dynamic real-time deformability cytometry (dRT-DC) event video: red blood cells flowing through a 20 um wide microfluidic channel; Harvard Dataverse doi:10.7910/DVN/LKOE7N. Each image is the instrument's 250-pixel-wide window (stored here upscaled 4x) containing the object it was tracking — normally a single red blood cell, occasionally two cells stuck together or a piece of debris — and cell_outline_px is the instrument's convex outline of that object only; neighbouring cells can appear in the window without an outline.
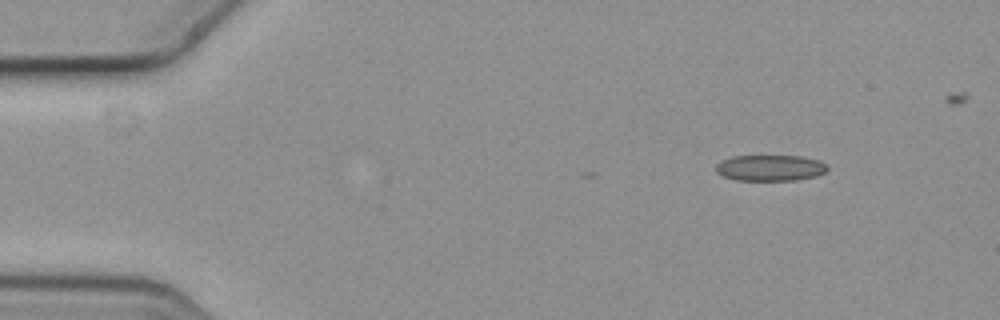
{"species": "common noctule bat (a hibernating species)", "species_latin": "Nyctalus noctula", "temperature_condition": "cold", "stored_images_in_passage": 5, "camera_frame_rate_fps": 3000, "um_per_image_px": 0.085, "animal": {"sex": "female", "body_mass_g": 19.3, "forearm_length_mm": 54.1}, "frame": {"image": 1, "passage_image": 1, "time_ms": 0.0, "image_size_px": [1000, 320], "cell_outline_px": [[828, 168], [824, 172], [816, 176], [792, 180], [736, 180], [724, 176], [716, 172], [716, 164], [720, 160], [732, 156], [800, 156], [820, 160]], "centroid_in_image_um": [65.43, 14.26], "position_along_channel_um": 19.6, "area_um2": 16.82}}
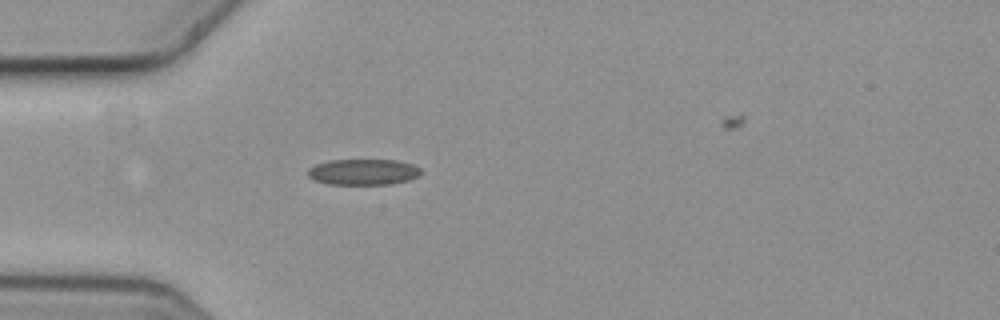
{"frame": {"image": 2, "passage_image": 4, "time_ms": 1.0, "image_size_px": [1000, 320], "cell_outline_px": [[420, 176], [408, 180], [388, 184], [328, 184], [312, 180], [308, 176], [308, 168], [316, 164], [328, 160], [396, 160], [412, 164], [420, 168]], "centroid_in_image_um": [30.84, 14.61], "position_along_channel_um": 54.2, "area_um2": 17.11}}